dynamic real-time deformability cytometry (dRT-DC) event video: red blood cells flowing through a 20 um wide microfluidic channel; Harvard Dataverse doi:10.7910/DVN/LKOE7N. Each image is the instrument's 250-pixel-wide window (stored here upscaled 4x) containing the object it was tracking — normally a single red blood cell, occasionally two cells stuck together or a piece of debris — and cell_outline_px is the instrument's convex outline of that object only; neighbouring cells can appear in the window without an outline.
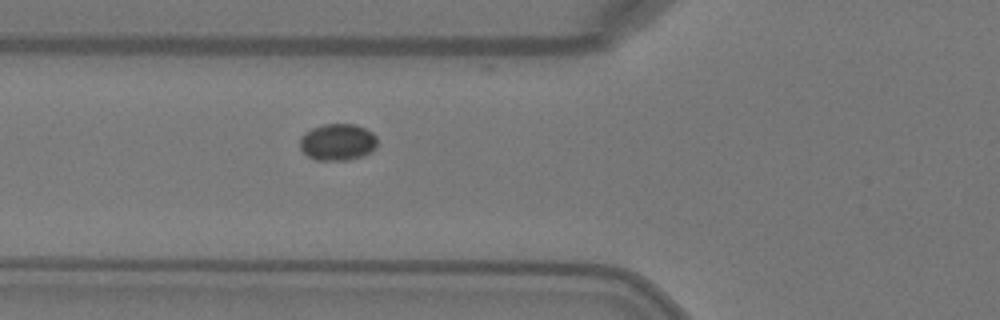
{"species": "Egyptian fruit bat (a non-hibernating species)", "species_latin": "Rousettus aegyptiacus", "temperature_condition": "warm", "stored_images_in_passage": 5, "camera_frame_rate_fps": 3000, "um_per_image_px": 0.085, "animal": {"sex": "female"}, "frame": {"image": 1, "passage_image": 5, "time_ms": 1.333, "image_size_px": [1000, 320], "cell_outline_px": [[376, 144], [364, 156], [348, 160], [316, 160], [308, 156], [300, 148], [300, 136], [304, 132], [312, 128], [324, 124], [352, 124], [364, 128], [372, 132], [376, 136]], "centroid_in_image_um": [28.66, 12.07], "position_along_channel_um": 97.1, "area_um2": 16.47}}